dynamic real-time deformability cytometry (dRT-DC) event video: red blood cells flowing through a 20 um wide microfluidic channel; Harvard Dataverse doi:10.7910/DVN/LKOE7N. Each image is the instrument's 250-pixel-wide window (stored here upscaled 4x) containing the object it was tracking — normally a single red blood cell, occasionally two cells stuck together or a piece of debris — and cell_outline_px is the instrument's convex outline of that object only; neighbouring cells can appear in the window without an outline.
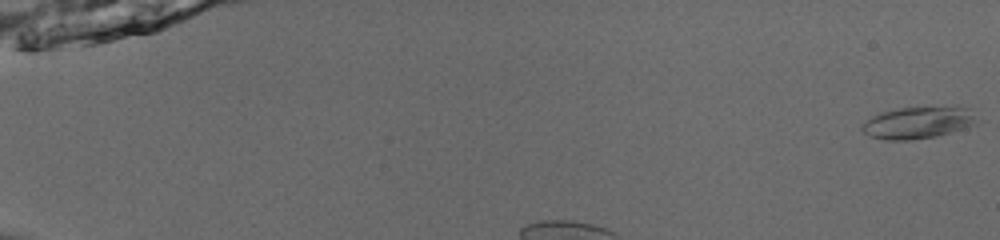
{"species": "common noctule bat (a hibernating species)", "species_latin": "Nyctalus noctula", "temperature_condition": "room temperature", "stored_images_in_passage": 41, "camera_frame_rate_fps": 3000, "um_per_image_px": 0.085, "animal": {"sex": "male", "body_mass_g": 13.0, "forearm_length_mm": 53.1}, "frame": {"image": 1, "passage_image": 1, "time_ms": 0.0, "image_size_px": [1000, 240], "cell_outline_px": [[984, 120], [964, 128], [936, 136], [912, 140], [884, 140], [868, 136], [860, 128], [872, 116], [880, 112], [900, 108], [956, 104], [968, 108]], "centroid_in_image_um": [78.14, 10.38], "position_along_channel_um": 6.9, "area_um2": 22.14}}
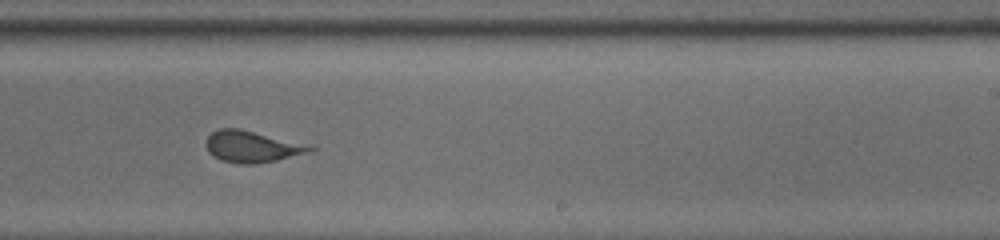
{"frame": {"image": 2, "passage_image": 23, "time_ms": 7.333, "image_size_px": [1000, 240], "cell_outline_px": [[316, 148], [312, 152], [276, 160], [256, 164], [240, 164], [220, 160], [212, 156], [208, 152], [204, 144], [208, 136], [212, 132], [220, 128], [240, 128], [312, 144]], "centroid_in_image_um": [21.46, 12.45], "position_along_channel_um": 267.5, "area_um2": 19.65}}
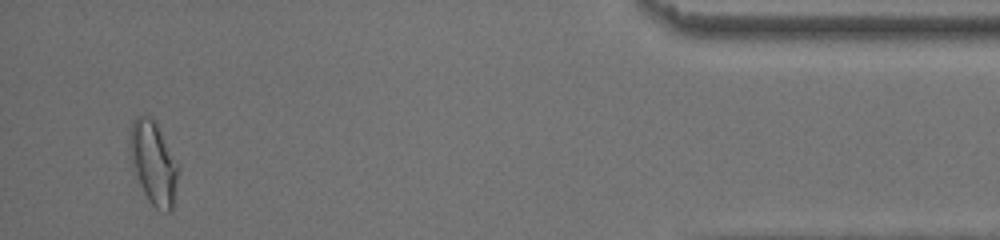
{"frame": {"image": 3, "passage_image": 39, "time_ms": 12.667, "image_size_px": [1000, 240], "cell_outline_px": [[180, 168], [172, 212], [160, 212], [148, 200], [144, 192], [132, 164], [128, 148], [132, 120], [136, 116], [148, 116], [156, 120]], "centroid_in_image_um": [13.07, 13.84], "position_along_channel_um": 422.1, "area_um2": 23.7}}